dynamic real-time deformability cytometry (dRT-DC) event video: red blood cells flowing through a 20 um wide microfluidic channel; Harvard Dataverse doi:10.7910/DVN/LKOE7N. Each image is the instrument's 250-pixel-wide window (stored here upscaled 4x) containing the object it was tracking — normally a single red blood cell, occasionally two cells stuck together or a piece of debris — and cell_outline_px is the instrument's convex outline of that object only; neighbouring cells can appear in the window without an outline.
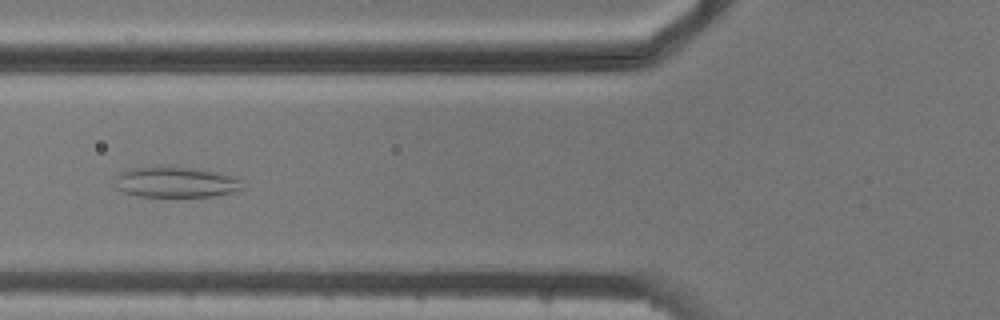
{"species": "common noctule bat (a hibernating species)", "species_latin": "Nyctalus noctula", "temperature_condition": "cold", "stored_images_in_passage": 9, "camera_frame_rate_fps": 3000, "um_per_image_px": 0.085, "animal": {"sex": "male", "body_mass_g": 20.5, "forearm_length_mm": 52.5}, "frame": {"image": 1, "passage_image": 6, "time_ms": 5.667, "image_size_px": [1000, 320], "cell_outline_px": [[244, 188], [232, 192], [212, 196], [136, 196], [124, 192], [116, 188], [116, 176], [120, 172], [132, 168], [196, 168], [232, 176], [240, 180]], "centroid_in_image_um": [14.93, 15.5], "position_along_channel_um": 110.9, "area_um2": 22.14}}